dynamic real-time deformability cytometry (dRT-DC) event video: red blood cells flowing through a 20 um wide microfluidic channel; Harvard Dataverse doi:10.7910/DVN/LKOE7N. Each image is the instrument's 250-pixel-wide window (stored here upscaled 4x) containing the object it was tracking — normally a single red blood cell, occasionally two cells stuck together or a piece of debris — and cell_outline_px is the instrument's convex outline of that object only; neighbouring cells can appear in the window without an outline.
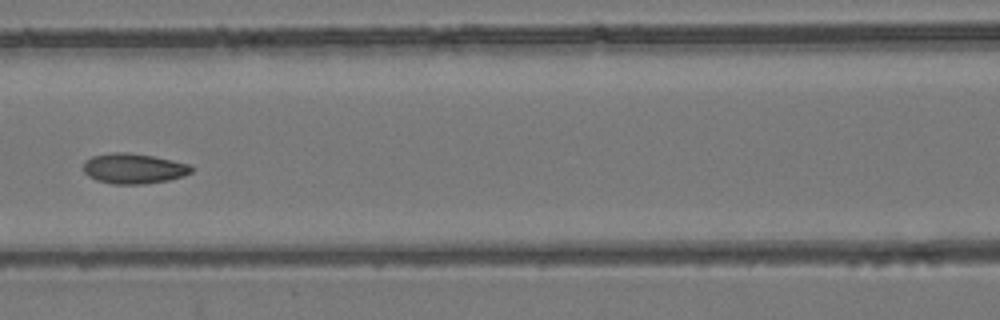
{"species": "common noctule bat (a hibernating species)", "species_latin": "Nyctalus noctula", "temperature_condition": "room temperature", "stored_images_in_passage": 8, "camera_frame_rate_fps": 3000, "um_per_image_px": 0.085, "animal": {"sex": "female", "body_mass_g": 24.6, "forearm_length_mm": 56.2}, "frame": {"image": 1, "passage_image": 8, "time_ms": 8.0, "image_size_px": [1000, 320], "cell_outline_px": [[192, 172], [184, 176], [168, 180], [144, 184], [112, 184], [96, 180], [88, 176], [84, 172], [84, 160], [92, 156], [112, 152], [128, 152], [152, 156], [192, 164]], "centroid_in_image_um": [11.36, 14.32], "position_along_channel_um": 155.2, "area_um2": 19.19}}